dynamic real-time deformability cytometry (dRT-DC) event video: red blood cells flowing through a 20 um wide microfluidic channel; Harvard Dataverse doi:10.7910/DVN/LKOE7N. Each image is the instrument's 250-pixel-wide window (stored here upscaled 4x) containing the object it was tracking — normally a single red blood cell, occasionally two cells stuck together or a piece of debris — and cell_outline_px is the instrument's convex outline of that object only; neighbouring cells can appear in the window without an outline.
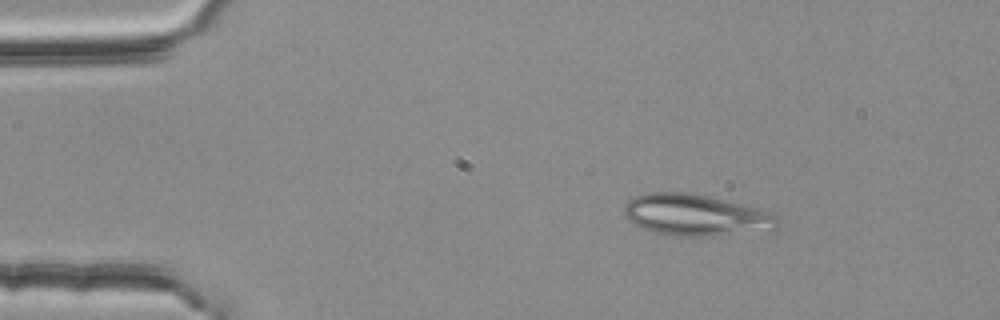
{"species": "common noctule bat (a hibernating species)", "species_latin": "Nyctalus noctula", "temperature_condition": "room temperature", "stored_images_in_passage": 2, "camera_frame_rate_fps": 3000, "um_per_image_px": 0.085, "animal": {"sex": "female", "body_mass_g": 25.1}, "frame": {"image": 1, "passage_image": 1, "time_ms": 0.0, "image_size_px": [1000, 320], "cell_outline_px": [[780, 228], [772, 232], [712, 236], [672, 236], [652, 232], [640, 228], [632, 224], [624, 216], [624, 204], [628, 200], [636, 196], [648, 192], [692, 192], [776, 212], [780, 216]], "centroid_in_image_um": [59.25, 18.31], "position_along_channel_um": 25.7, "area_um2": 38.55}}